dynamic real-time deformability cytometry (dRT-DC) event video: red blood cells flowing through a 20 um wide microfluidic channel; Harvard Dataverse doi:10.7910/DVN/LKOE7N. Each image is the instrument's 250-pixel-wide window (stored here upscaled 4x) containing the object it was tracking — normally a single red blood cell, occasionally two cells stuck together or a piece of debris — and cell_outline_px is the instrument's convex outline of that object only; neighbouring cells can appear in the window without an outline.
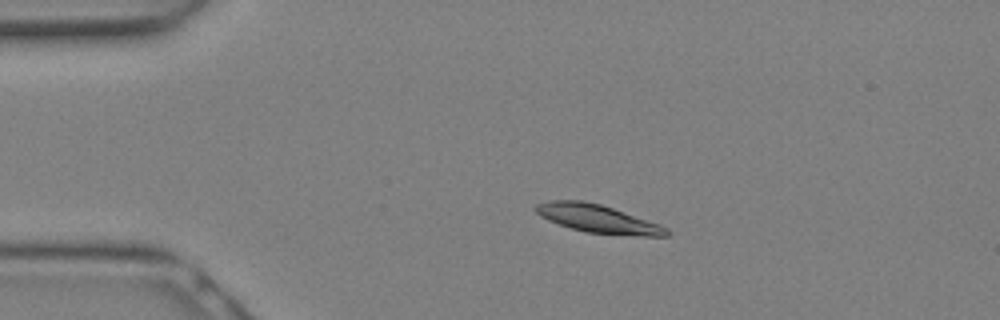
{"species": "Egyptian fruit bat (a non-hibernating species)", "species_latin": "Rousettus aegyptiacus", "temperature_condition": "warm", "stored_images_in_passage": 13, "camera_frame_rate_fps": 3000, "um_per_image_px": 0.085, "animal": {"sex": "female"}, "frame": {"image": 1, "passage_image": 5, "time_ms": 1.333, "image_size_px": [1000, 320], "cell_outline_px": [[672, 232], [668, 236], [640, 236], [584, 232], [548, 220], [540, 216], [532, 208], [536, 204], [548, 200], [584, 200], [600, 204], [660, 224], [668, 228]], "centroid_in_image_um": [50.81, 18.59], "position_along_channel_um": 34.2, "area_um2": 21.5}}
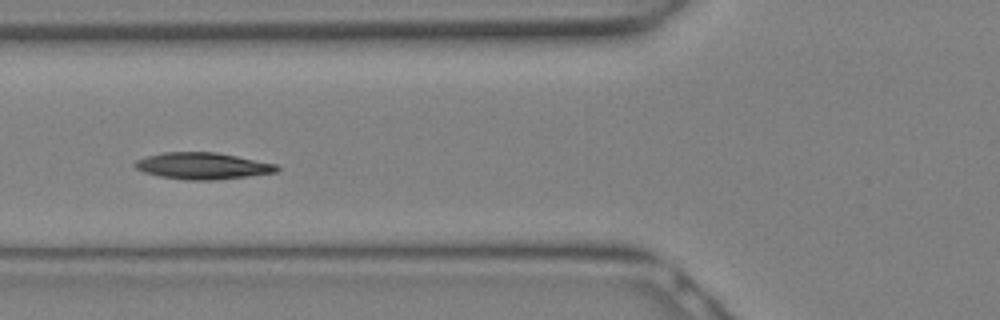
{"frame": {"image": 2, "passage_image": 10, "time_ms": 3.0, "image_size_px": [1000, 320], "cell_outline_px": [[280, 168], [276, 172], [248, 176], [216, 180], [184, 180], [160, 176], [144, 172], [136, 168], [132, 164], [136, 160], [148, 156], [164, 152], [216, 152], [276, 164]], "centroid_in_image_um": [17.2, 14.1], "position_along_channel_um": 108.6, "area_um2": 21.91}}
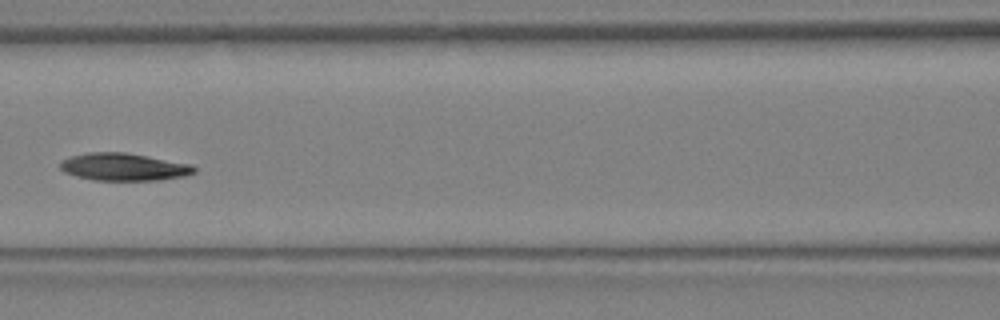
{"frame": {"image": 3, "passage_image": 12, "time_ms": 3.667, "image_size_px": [1000, 320], "cell_outline_px": [[196, 172], [184, 176], [160, 180], [92, 180], [76, 176], [64, 172], [60, 168], [60, 160], [72, 156], [88, 152], [124, 152], [148, 156], [192, 164], [196, 168]], "centroid_in_image_um": [10.52, 14.19], "position_along_channel_um": 156.1, "area_um2": 21.56}}